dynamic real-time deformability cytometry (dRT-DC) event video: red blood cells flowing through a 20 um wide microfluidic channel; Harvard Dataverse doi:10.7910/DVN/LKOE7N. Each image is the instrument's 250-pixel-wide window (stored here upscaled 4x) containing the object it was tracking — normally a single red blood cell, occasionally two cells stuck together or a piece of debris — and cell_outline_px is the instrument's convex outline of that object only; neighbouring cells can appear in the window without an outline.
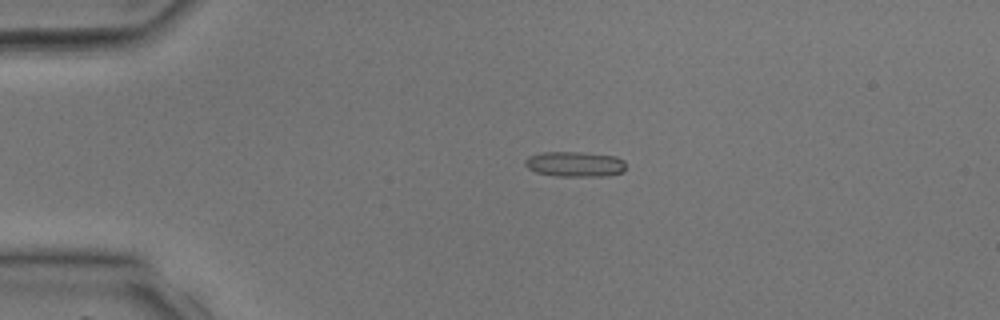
{"species": "common noctule bat (a hibernating species)", "species_latin": "Nyctalus noctula", "temperature_condition": "room temperature", "stored_images_in_passage": 27, "camera_frame_rate_fps": 3000, "um_per_image_px": 0.085, "animal": {"sex": "male", "body_mass_g": 17.9, "forearm_length_mm": 54.2}, "frame": {"image": 1, "passage_image": 1, "time_ms": 0.0, "image_size_px": [1000, 320], "cell_outline_px": [[624, 172], [608, 176], [556, 176], [536, 172], [528, 168], [524, 164], [524, 160], [528, 156], [540, 152], [580, 152], [616, 156], [624, 160]], "centroid_in_image_um": [48.85, 13.95], "position_along_channel_um": 36.1, "area_um2": 14.97}}
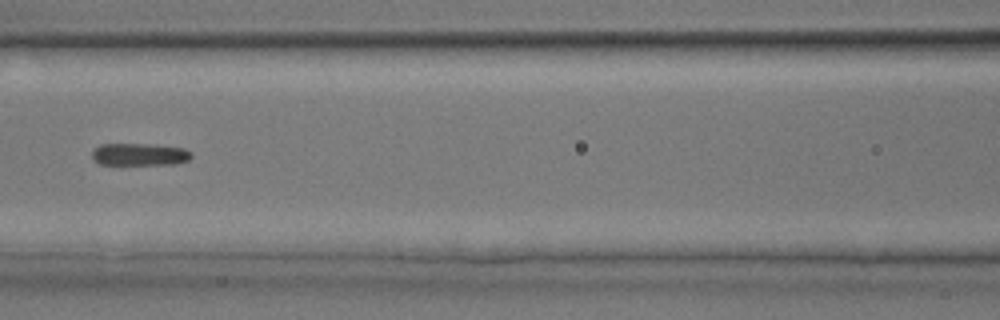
{"frame": {"image": 2, "passage_image": 10, "time_ms": 3.0, "image_size_px": [1000, 320], "cell_outline_px": [[192, 156], [188, 160], [176, 164], [100, 164], [92, 156], [92, 152], [100, 144], [148, 144], [184, 148], [192, 152]], "centroid_in_image_um": [11.9, 13.12], "position_along_channel_um": 154.7, "area_um2": 12.77}}
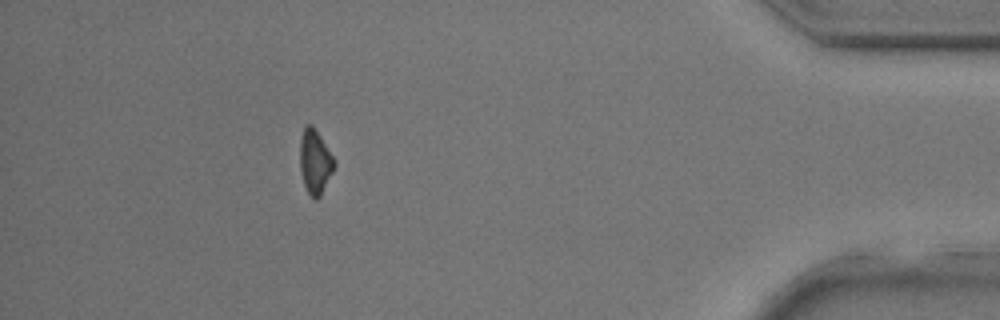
{"frame": {"image": 3, "passage_image": 27, "time_ms": 8.667, "image_size_px": [1000, 320], "cell_outline_px": [[336, 164], [320, 196], [316, 200], [308, 192], [304, 184], [300, 168], [300, 136], [304, 124], [312, 124], [336, 160]], "centroid_in_image_um": [26.77, 13.69], "position_along_channel_um": 408.4, "area_um2": 12.83}}